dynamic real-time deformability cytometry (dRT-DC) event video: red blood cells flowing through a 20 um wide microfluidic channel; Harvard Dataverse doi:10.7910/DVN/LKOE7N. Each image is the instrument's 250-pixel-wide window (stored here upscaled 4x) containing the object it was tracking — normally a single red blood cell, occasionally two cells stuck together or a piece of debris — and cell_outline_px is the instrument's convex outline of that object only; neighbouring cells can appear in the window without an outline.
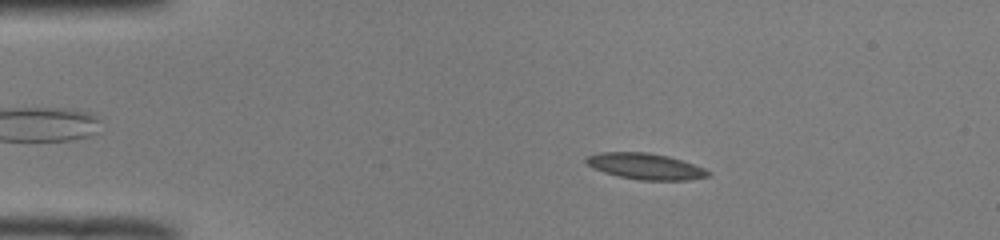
{"species": "common noctule bat (a hibernating species)", "species_latin": "Nyctalus noctula", "temperature_condition": "room temperature", "stored_images_in_passage": 51, "camera_frame_rate_fps": 3000, "um_per_image_px": 0.085, "animal": {"sex": "male", "body_mass_g": 19.0, "forearm_length_mm": 50.8}, "frame": {"image": 1, "passage_image": 9, "time_ms": 2.667, "image_size_px": [1000, 240], "cell_outline_px": [[712, 172], [708, 176], [688, 180], [640, 180], [620, 176], [604, 172], [592, 168], [584, 160], [584, 156], [600, 152], [648, 152], [668, 156], [704, 168]], "centroid_in_image_um": [54.82, 14.13], "position_along_channel_um": 30.2, "area_um2": 18.5}}
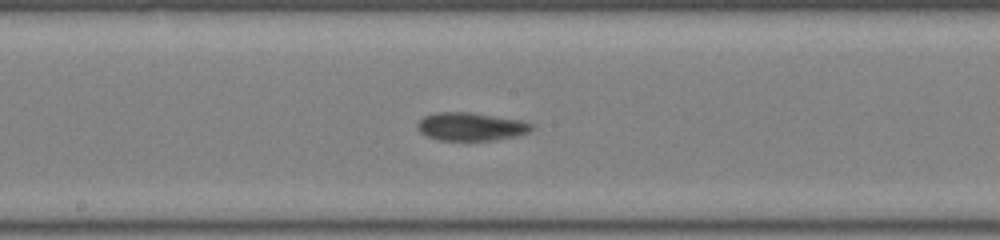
{"frame": {"image": 2, "passage_image": 27, "time_ms": 8.667, "image_size_px": [1000, 240], "cell_outline_px": [[536, 128], [528, 132], [516, 136], [492, 140], [440, 140], [428, 136], [420, 132], [416, 128], [416, 124], [424, 116], [436, 112], [468, 112], [520, 120], [532, 124]], "centroid_in_image_um": [40.01, 10.76], "position_along_channel_um": 208.2, "area_um2": 18.61}}
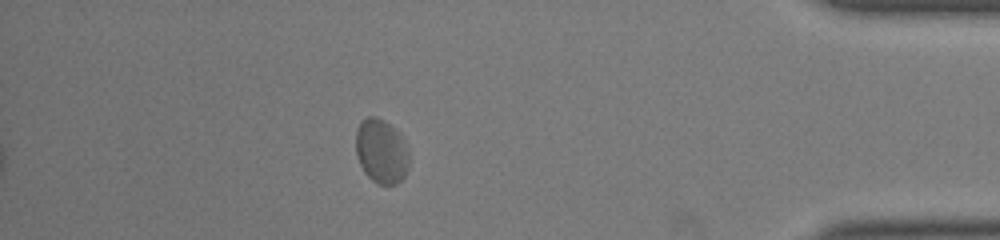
{"frame": {"image": 3, "passage_image": 45, "time_ms": 14.667, "image_size_px": [1000, 240], "cell_outline_px": [[408, 168], [404, 176], [396, 184], [376, 184], [364, 172], [356, 156], [356, 128], [360, 120], [368, 116], [376, 116], [384, 120], [400, 132], [404, 140], [408, 152]], "centroid_in_image_um": [32.4, 12.82], "position_along_channel_um": 402.8, "area_um2": 20.23}, "authors_computed_cell_mechanics": {"area_um2": 18.6694, "velocity_mm_per_s": 3.919, "shape_relaxation_time_tau1_ms": 9.501, "shape_relaxation_time_tau2_ms": 2.3225, "deformation_change_tau1": 0.1387, "deformation_change_tau2": 0.0698}}